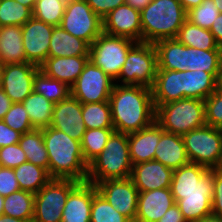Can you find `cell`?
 Masks as SVG:
<instances>
[{"instance_id":"4","label":"cell","mask_w":222,"mask_h":222,"mask_svg":"<svg viewBox=\"0 0 222 222\" xmlns=\"http://www.w3.org/2000/svg\"><path fill=\"white\" fill-rule=\"evenodd\" d=\"M142 42L155 44L174 39L187 20V11L179 0H153L141 12Z\"/></svg>"},{"instance_id":"39","label":"cell","mask_w":222,"mask_h":222,"mask_svg":"<svg viewBox=\"0 0 222 222\" xmlns=\"http://www.w3.org/2000/svg\"><path fill=\"white\" fill-rule=\"evenodd\" d=\"M32 17V11L15 0H0V27L23 26Z\"/></svg>"},{"instance_id":"52","label":"cell","mask_w":222,"mask_h":222,"mask_svg":"<svg viewBox=\"0 0 222 222\" xmlns=\"http://www.w3.org/2000/svg\"><path fill=\"white\" fill-rule=\"evenodd\" d=\"M152 1L153 0H125V4L141 12Z\"/></svg>"},{"instance_id":"15","label":"cell","mask_w":222,"mask_h":222,"mask_svg":"<svg viewBox=\"0 0 222 222\" xmlns=\"http://www.w3.org/2000/svg\"><path fill=\"white\" fill-rule=\"evenodd\" d=\"M54 27L34 17H31L22 26L26 62L40 66L48 58L50 38Z\"/></svg>"},{"instance_id":"60","label":"cell","mask_w":222,"mask_h":222,"mask_svg":"<svg viewBox=\"0 0 222 222\" xmlns=\"http://www.w3.org/2000/svg\"><path fill=\"white\" fill-rule=\"evenodd\" d=\"M3 70H4V63L0 58V83H1L2 75H3Z\"/></svg>"},{"instance_id":"22","label":"cell","mask_w":222,"mask_h":222,"mask_svg":"<svg viewBox=\"0 0 222 222\" xmlns=\"http://www.w3.org/2000/svg\"><path fill=\"white\" fill-rule=\"evenodd\" d=\"M88 61L89 56L48 57L39 68L46 76L71 87Z\"/></svg>"},{"instance_id":"41","label":"cell","mask_w":222,"mask_h":222,"mask_svg":"<svg viewBox=\"0 0 222 222\" xmlns=\"http://www.w3.org/2000/svg\"><path fill=\"white\" fill-rule=\"evenodd\" d=\"M219 14L213 0H204L199 6L187 11V20L201 28L210 30Z\"/></svg>"},{"instance_id":"14","label":"cell","mask_w":222,"mask_h":222,"mask_svg":"<svg viewBox=\"0 0 222 222\" xmlns=\"http://www.w3.org/2000/svg\"><path fill=\"white\" fill-rule=\"evenodd\" d=\"M40 70L30 63L4 64L0 87L13 103L23 102L33 90V79Z\"/></svg>"},{"instance_id":"57","label":"cell","mask_w":222,"mask_h":222,"mask_svg":"<svg viewBox=\"0 0 222 222\" xmlns=\"http://www.w3.org/2000/svg\"><path fill=\"white\" fill-rule=\"evenodd\" d=\"M217 88L222 91V67L217 80Z\"/></svg>"},{"instance_id":"16","label":"cell","mask_w":222,"mask_h":222,"mask_svg":"<svg viewBox=\"0 0 222 222\" xmlns=\"http://www.w3.org/2000/svg\"><path fill=\"white\" fill-rule=\"evenodd\" d=\"M102 21L104 33L142 42L140 11L135 8L127 4L120 5L106 15Z\"/></svg>"},{"instance_id":"11","label":"cell","mask_w":222,"mask_h":222,"mask_svg":"<svg viewBox=\"0 0 222 222\" xmlns=\"http://www.w3.org/2000/svg\"><path fill=\"white\" fill-rule=\"evenodd\" d=\"M59 26L73 36L83 39L89 45L103 32L102 19L85 0H67Z\"/></svg>"},{"instance_id":"35","label":"cell","mask_w":222,"mask_h":222,"mask_svg":"<svg viewBox=\"0 0 222 222\" xmlns=\"http://www.w3.org/2000/svg\"><path fill=\"white\" fill-rule=\"evenodd\" d=\"M33 90L54 104L71 95V89L66 83L46 76L41 70L34 76Z\"/></svg>"},{"instance_id":"50","label":"cell","mask_w":222,"mask_h":222,"mask_svg":"<svg viewBox=\"0 0 222 222\" xmlns=\"http://www.w3.org/2000/svg\"><path fill=\"white\" fill-rule=\"evenodd\" d=\"M210 32L215 37V40L219 47L222 48V13H220L217 18L214 20Z\"/></svg>"},{"instance_id":"27","label":"cell","mask_w":222,"mask_h":222,"mask_svg":"<svg viewBox=\"0 0 222 222\" xmlns=\"http://www.w3.org/2000/svg\"><path fill=\"white\" fill-rule=\"evenodd\" d=\"M217 89V79L202 70L182 71L183 98L205 100Z\"/></svg>"},{"instance_id":"19","label":"cell","mask_w":222,"mask_h":222,"mask_svg":"<svg viewBox=\"0 0 222 222\" xmlns=\"http://www.w3.org/2000/svg\"><path fill=\"white\" fill-rule=\"evenodd\" d=\"M95 184L79 182L69 193L62 211V222H90Z\"/></svg>"},{"instance_id":"51","label":"cell","mask_w":222,"mask_h":222,"mask_svg":"<svg viewBox=\"0 0 222 222\" xmlns=\"http://www.w3.org/2000/svg\"><path fill=\"white\" fill-rule=\"evenodd\" d=\"M12 104L13 102L0 87V120L4 118L5 114L8 112Z\"/></svg>"},{"instance_id":"9","label":"cell","mask_w":222,"mask_h":222,"mask_svg":"<svg viewBox=\"0 0 222 222\" xmlns=\"http://www.w3.org/2000/svg\"><path fill=\"white\" fill-rule=\"evenodd\" d=\"M137 42L102 32L90 45L89 60L114 81L119 77L129 50Z\"/></svg>"},{"instance_id":"24","label":"cell","mask_w":222,"mask_h":222,"mask_svg":"<svg viewBox=\"0 0 222 222\" xmlns=\"http://www.w3.org/2000/svg\"><path fill=\"white\" fill-rule=\"evenodd\" d=\"M152 97L155 108L183 99L182 71L157 69Z\"/></svg>"},{"instance_id":"49","label":"cell","mask_w":222,"mask_h":222,"mask_svg":"<svg viewBox=\"0 0 222 222\" xmlns=\"http://www.w3.org/2000/svg\"><path fill=\"white\" fill-rule=\"evenodd\" d=\"M157 222H187L180 212L179 206L174 204L170 207Z\"/></svg>"},{"instance_id":"46","label":"cell","mask_w":222,"mask_h":222,"mask_svg":"<svg viewBox=\"0 0 222 222\" xmlns=\"http://www.w3.org/2000/svg\"><path fill=\"white\" fill-rule=\"evenodd\" d=\"M212 215L222 217V171L213 168Z\"/></svg>"},{"instance_id":"44","label":"cell","mask_w":222,"mask_h":222,"mask_svg":"<svg viewBox=\"0 0 222 222\" xmlns=\"http://www.w3.org/2000/svg\"><path fill=\"white\" fill-rule=\"evenodd\" d=\"M24 162L26 155L19 143L0 148V167L16 168Z\"/></svg>"},{"instance_id":"34","label":"cell","mask_w":222,"mask_h":222,"mask_svg":"<svg viewBox=\"0 0 222 222\" xmlns=\"http://www.w3.org/2000/svg\"><path fill=\"white\" fill-rule=\"evenodd\" d=\"M35 194L26 190H19L5 197L3 214L32 222L34 216Z\"/></svg>"},{"instance_id":"48","label":"cell","mask_w":222,"mask_h":222,"mask_svg":"<svg viewBox=\"0 0 222 222\" xmlns=\"http://www.w3.org/2000/svg\"><path fill=\"white\" fill-rule=\"evenodd\" d=\"M21 135L7 126L3 120H0V148L19 143Z\"/></svg>"},{"instance_id":"18","label":"cell","mask_w":222,"mask_h":222,"mask_svg":"<svg viewBox=\"0 0 222 222\" xmlns=\"http://www.w3.org/2000/svg\"><path fill=\"white\" fill-rule=\"evenodd\" d=\"M173 170L161 162L151 160L132 167L131 179L139 192L169 188Z\"/></svg>"},{"instance_id":"40","label":"cell","mask_w":222,"mask_h":222,"mask_svg":"<svg viewBox=\"0 0 222 222\" xmlns=\"http://www.w3.org/2000/svg\"><path fill=\"white\" fill-rule=\"evenodd\" d=\"M90 222H131L115 210L113 206L97 191L93 195Z\"/></svg>"},{"instance_id":"3","label":"cell","mask_w":222,"mask_h":222,"mask_svg":"<svg viewBox=\"0 0 222 222\" xmlns=\"http://www.w3.org/2000/svg\"><path fill=\"white\" fill-rule=\"evenodd\" d=\"M43 139L52 179L87 180L88 164L84 160L80 141L50 126L43 128Z\"/></svg>"},{"instance_id":"61","label":"cell","mask_w":222,"mask_h":222,"mask_svg":"<svg viewBox=\"0 0 222 222\" xmlns=\"http://www.w3.org/2000/svg\"><path fill=\"white\" fill-rule=\"evenodd\" d=\"M217 169H219L220 171H222V158H221L220 164H219V166L217 167Z\"/></svg>"},{"instance_id":"13","label":"cell","mask_w":222,"mask_h":222,"mask_svg":"<svg viewBox=\"0 0 222 222\" xmlns=\"http://www.w3.org/2000/svg\"><path fill=\"white\" fill-rule=\"evenodd\" d=\"M96 187L115 210L135 221L139 191L131 178L101 181Z\"/></svg>"},{"instance_id":"43","label":"cell","mask_w":222,"mask_h":222,"mask_svg":"<svg viewBox=\"0 0 222 222\" xmlns=\"http://www.w3.org/2000/svg\"><path fill=\"white\" fill-rule=\"evenodd\" d=\"M204 103L206 125L222 129V91L217 88Z\"/></svg>"},{"instance_id":"54","label":"cell","mask_w":222,"mask_h":222,"mask_svg":"<svg viewBox=\"0 0 222 222\" xmlns=\"http://www.w3.org/2000/svg\"><path fill=\"white\" fill-rule=\"evenodd\" d=\"M0 222H29V221L17 219V218L2 214L0 215Z\"/></svg>"},{"instance_id":"12","label":"cell","mask_w":222,"mask_h":222,"mask_svg":"<svg viewBox=\"0 0 222 222\" xmlns=\"http://www.w3.org/2000/svg\"><path fill=\"white\" fill-rule=\"evenodd\" d=\"M114 84L112 78L89 60L70 87L71 96L81 103L109 101Z\"/></svg>"},{"instance_id":"6","label":"cell","mask_w":222,"mask_h":222,"mask_svg":"<svg viewBox=\"0 0 222 222\" xmlns=\"http://www.w3.org/2000/svg\"><path fill=\"white\" fill-rule=\"evenodd\" d=\"M156 123L166 132L183 135L206 125L204 100L183 98L156 107Z\"/></svg>"},{"instance_id":"25","label":"cell","mask_w":222,"mask_h":222,"mask_svg":"<svg viewBox=\"0 0 222 222\" xmlns=\"http://www.w3.org/2000/svg\"><path fill=\"white\" fill-rule=\"evenodd\" d=\"M90 45L55 26L50 38L48 57L89 56Z\"/></svg>"},{"instance_id":"36","label":"cell","mask_w":222,"mask_h":222,"mask_svg":"<svg viewBox=\"0 0 222 222\" xmlns=\"http://www.w3.org/2000/svg\"><path fill=\"white\" fill-rule=\"evenodd\" d=\"M82 117L86 129L114 128L109 101L82 103Z\"/></svg>"},{"instance_id":"5","label":"cell","mask_w":222,"mask_h":222,"mask_svg":"<svg viewBox=\"0 0 222 222\" xmlns=\"http://www.w3.org/2000/svg\"><path fill=\"white\" fill-rule=\"evenodd\" d=\"M132 167L128 134L114 131L105 148L88 164L86 181L96 185L106 180L127 179Z\"/></svg>"},{"instance_id":"29","label":"cell","mask_w":222,"mask_h":222,"mask_svg":"<svg viewBox=\"0 0 222 222\" xmlns=\"http://www.w3.org/2000/svg\"><path fill=\"white\" fill-rule=\"evenodd\" d=\"M175 39L185 46L202 50H222L209 29L201 28L186 20L178 30Z\"/></svg>"},{"instance_id":"56","label":"cell","mask_w":222,"mask_h":222,"mask_svg":"<svg viewBox=\"0 0 222 222\" xmlns=\"http://www.w3.org/2000/svg\"><path fill=\"white\" fill-rule=\"evenodd\" d=\"M199 222H222V217H218L211 214L202 218Z\"/></svg>"},{"instance_id":"8","label":"cell","mask_w":222,"mask_h":222,"mask_svg":"<svg viewBox=\"0 0 222 222\" xmlns=\"http://www.w3.org/2000/svg\"><path fill=\"white\" fill-rule=\"evenodd\" d=\"M190 162L209 169L217 168L222 158V129L209 125L182 135Z\"/></svg>"},{"instance_id":"38","label":"cell","mask_w":222,"mask_h":222,"mask_svg":"<svg viewBox=\"0 0 222 222\" xmlns=\"http://www.w3.org/2000/svg\"><path fill=\"white\" fill-rule=\"evenodd\" d=\"M67 0H37L32 17L46 24L59 26L65 12Z\"/></svg>"},{"instance_id":"32","label":"cell","mask_w":222,"mask_h":222,"mask_svg":"<svg viewBox=\"0 0 222 222\" xmlns=\"http://www.w3.org/2000/svg\"><path fill=\"white\" fill-rule=\"evenodd\" d=\"M19 145L25 152L28 162L47 169L49 172V158L43 139V129H34L22 134Z\"/></svg>"},{"instance_id":"23","label":"cell","mask_w":222,"mask_h":222,"mask_svg":"<svg viewBox=\"0 0 222 222\" xmlns=\"http://www.w3.org/2000/svg\"><path fill=\"white\" fill-rule=\"evenodd\" d=\"M154 160L161 162L172 170L188 164L190 161L186 154L182 135L164 131L156 146Z\"/></svg>"},{"instance_id":"10","label":"cell","mask_w":222,"mask_h":222,"mask_svg":"<svg viewBox=\"0 0 222 222\" xmlns=\"http://www.w3.org/2000/svg\"><path fill=\"white\" fill-rule=\"evenodd\" d=\"M78 183L71 179H51L35 193L32 222H62L68 195Z\"/></svg>"},{"instance_id":"42","label":"cell","mask_w":222,"mask_h":222,"mask_svg":"<svg viewBox=\"0 0 222 222\" xmlns=\"http://www.w3.org/2000/svg\"><path fill=\"white\" fill-rule=\"evenodd\" d=\"M2 120L7 126L21 134L34 130L22 102L13 103Z\"/></svg>"},{"instance_id":"21","label":"cell","mask_w":222,"mask_h":222,"mask_svg":"<svg viewBox=\"0 0 222 222\" xmlns=\"http://www.w3.org/2000/svg\"><path fill=\"white\" fill-rule=\"evenodd\" d=\"M164 130L156 121L147 128L128 134L129 156L132 165L154 160V153Z\"/></svg>"},{"instance_id":"33","label":"cell","mask_w":222,"mask_h":222,"mask_svg":"<svg viewBox=\"0 0 222 222\" xmlns=\"http://www.w3.org/2000/svg\"><path fill=\"white\" fill-rule=\"evenodd\" d=\"M13 170L20 190H26L34 194L52 179L47 169L28 161L13 168Z\"/></svg>"},{"instance_id":"20","label":"cell","mask_w":222,"mask_h":222,"mask_svg":"<svg viewBox=\"0 0 222 222\" xmlns=\"http://www.w3.org/2000/svg\"><path fill=\"white\" fill-rule=\"evenodd\" d=\"M174 204L170 187L139 192L134 222H157Z\"/></svg>"},{"instance_id":"2","label":"cell","mask_w":222,"mask_h":222,"mask_svg":"<svg viewBox=\"0 0 222 222\" xmlns=\"http://www.w3.org/2000/svg\"><path fill=\"white\" fill-rule=\"evenodd\" d=\"M109 103L116 132L130 134L155 122L156 108L149 87L114 84Z\"/></svg>"},{"instance_id":"7","label":"cell","mask_w":222,"mask_h":222,"mask_svg":"<svg viewBox=\"0 0 222 222\" xmlns=\"http://www.w3.org/2000/svg\"><path fill=\"white\" fill-rule=\"evenodd\" d=\"M157 68V51L155 45L152 43L137 42L129 50L119 77L114 83L152 88Z\"/></svg>"},{"instance_id":"17","label":"cell","mask_w":222,"mask_h":222,"mask_svg":"<svg viewBox=\"0 0 222 222\" xmlns=\"http://www.w3.org/2000/svg\"><path fill=\"white\" fill-rule=\"evenodd\" d=\"M50 127L61 130L81 142L86 131L82 103L70 95L67 99L54 104Z\"/></svg>"},{"instance_id":"30","label":"cell","mask_w":222,"mask_h":222,"mask_svg":"<svg viewBox=\"0 0 222 222\" xmlns=\"http://www.w3.org/2000/svg\"><path fill=\"white\" fill-rule=\"evenodd\" d=\"M222 67V50H202L187 46V69L211 73L217 80Z\"/></svg>"},{"instance_id":"59","label":"cell","mask_w":222,"mask_h":222,"mask_svg":"<svg viewBox=\"0 0 222 222\" xmlns=\"http://www.w3.org/2000/svg\"><path fill=\"white\" fill-rule=\"evenodd\" d=\"M4 199H5V197H3L2 195H0V215L3 214V203H4Z\"/></svg>"},{"instance_id":"58","label":"cell","mask_w":222,"mask_h":222,"mask_svg":"<svg viewBox=\"0 0 222 222\" xmlns=\"http://www.w3.org/2000/svg\"><path fill=\"white\" fill-rule=\"evenodd\" d=\"M213 2L215 3L219 12L222 13V0H213Z\"/></svg>"},{"instance_id":"28","label":"cell","mask_w":222,"mask_h":222,"mask_svg":"<svg viewBox=\"0 0 222 222\" xmlns=\"http://www.w3.org/2000/svg\"><path fill=\"white\" fill-rule=\"evenodd\" d=\"M22 26L0 27V58L4 64L25 63Z\"/></svg>"},{"instance_id":"55","label":"cell","mask_w":222,"mask_h":222,"mask_svg":"<svg viewBox=\"0 0 222 222\" xmlns=\"http://www.w3.org/2000/svg\"><path fill=\"white\" fill-rule=\"evenodd\" d=\"M15 1L21 3L22 5L28 7L31 11H33L37 0H15Z\"/></svg>"},{"instance_id":"53","label":"cell","mask_w":222,"mask_h":222,"mask_svg":"<svg viewBox=\"0 0 222 222\" xmlns=\"http://www.w3.org/2000/svg\"><path fill=\"white\" fill-rule=\"evenodd\" d=\"M204 0H179L186 11L199 6Z\"/></svg>"},{"instance_id":"37","label":"cell","mask_w":222,"mask_h":222,"mask_svg":"<svg viewBox=\"0 0 222 222\" xmlns=\"http://www.w3.org/2000/svg\"><path fill=\"white\" fill-rule=\"evenodd\" d=\"M114 131V128L86 129L81 141V149L87 164L101 153Z\"/></svg>"},{"instance_id":"31","label":"cell","mask_w":222,"mask_h":222,"mask_svg":"<svg viewBox=\"0 0 222 222\" xmlns=\"http://www.w3.org/2000/svg\"><path fill=\"white\" fill-rule=\"evenodd\" d=\"M22 104L34 129H43L51 125L54 103L47 100L43 95L33 91Z\"/></svg>"},{"instance_id":"26","label":"cell","mask_w":222,"mask_h":222,"mask_svg":"<svg viewBox=\"0 0 222 222\" xmlns=\"http://www.w3.org/2000/svg\"><path fill=\"white\" fill-rule=\"evenodd\" d=\"M157 69L185 71L187 70V46L174 39L156 42Z\"/></svg>"},{"instance_id":"47","label":"cell","mask_w":222,"mask_h":222,"mask_svg":"<svg viewBox=\"0 0 222 222\" xmlns=\"http://www.w3.org/2000/svg\"><path fill=\"white\" fill-rule=\"evenodd\" d=\"M90 8L103 19L112 10L125 4V0H85Z\"/></svg>"},{"instance_id":"45","label":"cell","mask_w":222,"mask_h":222,"mask_svg":"<svg viewBox=\"0 0 222 222\" xmlns=\"http://www.w3.org/2000/svg\"><path fill=\"white\" fill-rule=\"evenodd\" d=\"M20 190L13 168L0 167V195L9 196Z\"/></svg>"},{"instance_id":"1","label":"cell","mask_w":222,"mask_h":222,"mask_svg":"<svg viewBox=\"0 0 222 222\" xmlns=\"http://www.w3.org/2000/svg\"><path fill=\"white\" fill-rule=\"evenodd\" d=\"M213 169L189 162L173 170L171 193L187 222L212 214Z\"/></svg>"}]
</instances>
